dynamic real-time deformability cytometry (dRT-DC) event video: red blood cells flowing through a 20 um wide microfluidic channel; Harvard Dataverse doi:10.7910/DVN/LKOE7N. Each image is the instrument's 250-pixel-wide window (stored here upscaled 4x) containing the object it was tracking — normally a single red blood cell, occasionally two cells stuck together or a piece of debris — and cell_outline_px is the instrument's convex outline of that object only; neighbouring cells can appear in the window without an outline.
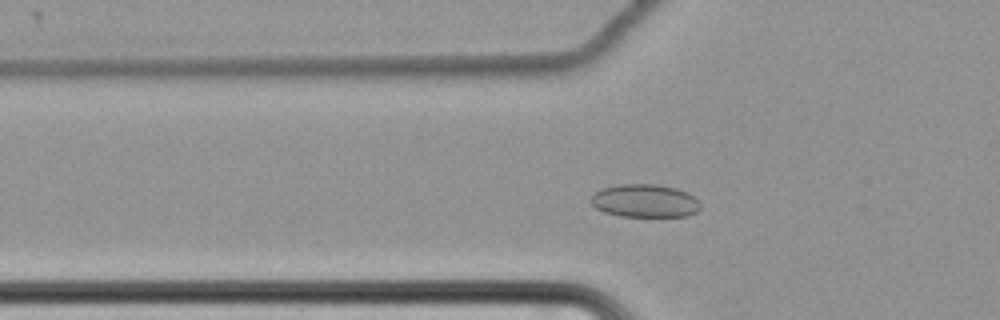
{"species": "common noctule bat (a hibernating species)", "species_latin": "Nyctalus noctula", "temperature_condition": "cold", "stored_images_in_passage": 58, "camera_frame_rate_fps": 3000, "um_per_image_px": 0.085, "animal": {"sex": "female", "body_mass_g": 22.7, "forearm_length_mm": 54.2}, "frame": {"image": 1, "passage_image": 18, "time_ms": 5.667, "image_size_px": [1000, 320], "cell_outline_px": [[700, 212], [688, 216], [620, 216], [604, 212], [596, 208], [588, 200], [596, 192], [604, 188], [620, 184], [656, 184], [676, 188], [688, 192], [700, 204]], "centroid_in_image_um": [54.83, 17.08], "position_along_channel_um": 71.0, "area_um2": 21.15}}
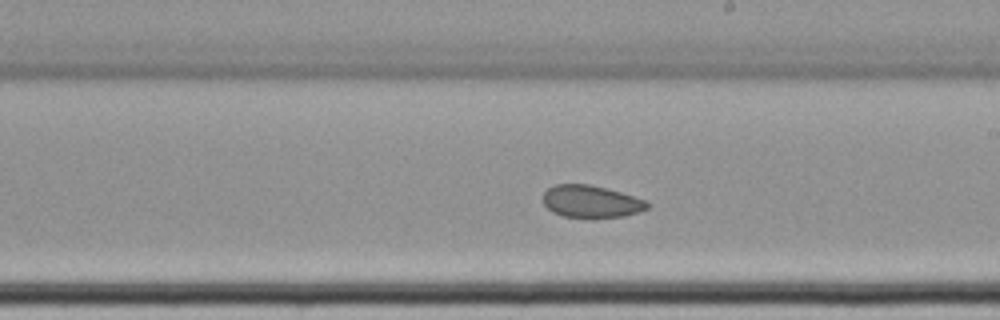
{"frame": {"image": 2, "passage_image": 33, "time_ms": 10.667, "image_size_px": [1000, 320], "cell_outline_px": [[652, 204], [648, 208], [640, 212], [624, 216], [564, 216], [552, 212], [544, 204], [544, 192], [548, 188], [556, 184], [588, 184], [608, 188], [648, 200]], "centroid_in_image_um": [50.3, 17.1], "position_along_channel_um": 238.7, "area_um2": 19.48}}
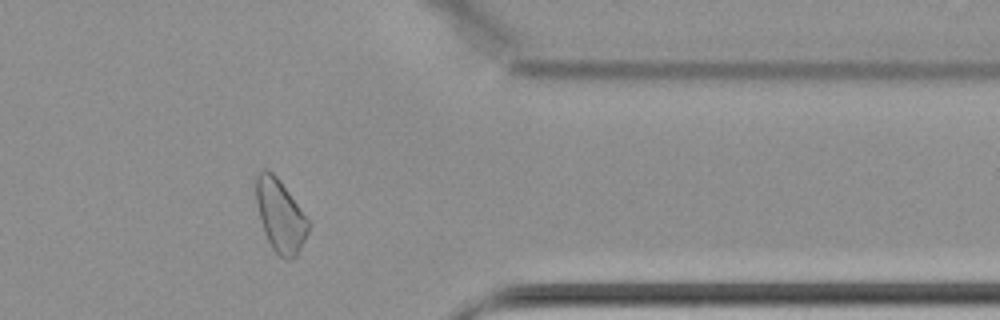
{"frame": {"image": 3, "passage_image": 47, "time_ms": 15.333, "image_size_px": [1000, 320], "cell_outline_px": [[312, 224], [296, 256], [288, 260], [280, 256], [272, 248], [264, 232], [260, 220], [256, 200], [256, 172], [264, 168], [268, 168], [280, 180]], "centroid_in_image_um": [23.82, 18.3], "position_along_channel_um": 387.6, "area_um2": 22.14}, "authors_computed_cell_mechanics": {"area_um2": 21.5305, "velocity_mm_per_s": 3.4253, "shape_relaxation_time_tau1_ms": null, "shape_relaxation_time_tau2_ms": 4.1009, "deformation_change_tau1": null, "deformation_change_tau2": 0.0785}}